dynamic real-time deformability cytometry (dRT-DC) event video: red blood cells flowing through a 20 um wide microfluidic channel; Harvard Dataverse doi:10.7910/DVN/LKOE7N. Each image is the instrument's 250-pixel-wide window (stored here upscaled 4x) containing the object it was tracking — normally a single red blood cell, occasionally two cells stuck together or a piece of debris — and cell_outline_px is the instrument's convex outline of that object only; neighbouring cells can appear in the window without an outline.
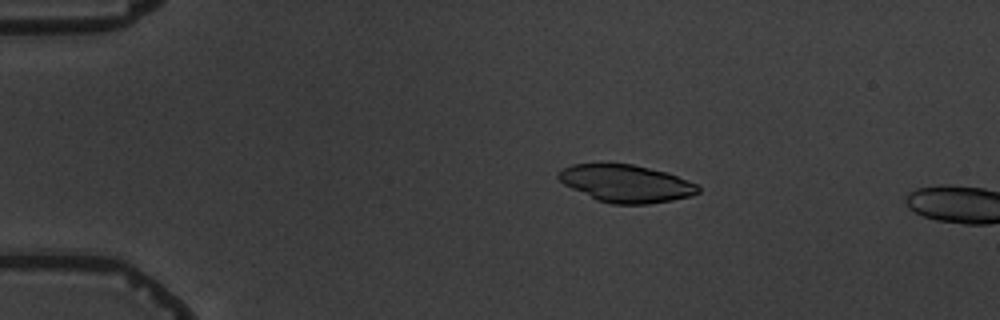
{"species": "common noctule bat (a hibernating species)", "species_latin": "Nyctalus noctula", "temperature_condition": "warm", "stored_images_in_passage": 5, "camera_frame_rate_fps": 3000, "um_per_image_px": 0.085, "animal": {"sex": "male", "body_mass_g": 19.5, "forearm_length_mm": 54.6}, "frame": {"image": 1, "passage_image": 4, "time_ms": 3.333, "image_size_px": [1000, 320], "cell_outline_px": [[700, 192], [692, 196], [672, 200], [648, 204], [612, 204], [596, 200], [564, 184], [556, 176], [556, 172], [572, 164], [632, 164], [668, 172], [696, 184], [700, 188]], "centroid_in_image_um": [53.22, 15.6], "position_along_channel_um": 31.8, "area_um2": 30.46}}